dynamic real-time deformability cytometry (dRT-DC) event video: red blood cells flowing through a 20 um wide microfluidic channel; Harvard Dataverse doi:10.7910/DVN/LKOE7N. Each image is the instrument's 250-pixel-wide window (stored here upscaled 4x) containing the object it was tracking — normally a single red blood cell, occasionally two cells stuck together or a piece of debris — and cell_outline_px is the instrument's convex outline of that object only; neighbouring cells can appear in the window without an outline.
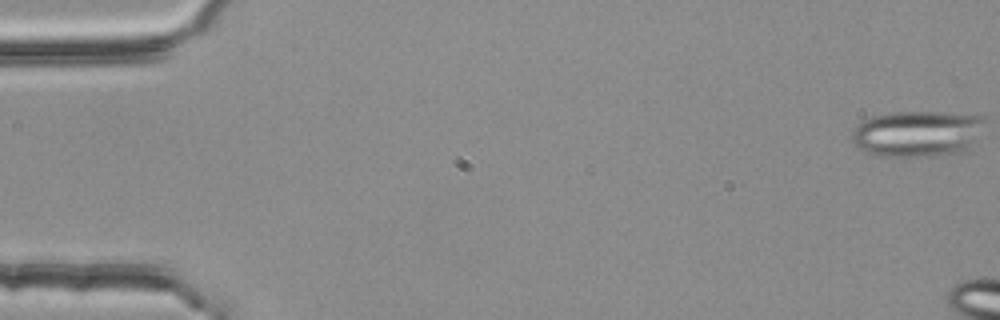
{"species": "common noctule bat (a hibernating species)", "species_latin": "Nyctalus noctula", "temperature_condition": "room temperature", "stored_images_in_passage": 9, "camera_frame_rate_fps": 3000, "um_per_image_px": 0.085, "animal": {"sex": "female", "body_mass_g": 25.1}, "frame": {"image": 1, "passage_image": 1, "time_ms": 0.0, "image_size_px": [1000, 320], "cell_outline_px": [[984, 120], [968, 152], [936, 156], [880, 156], [864, 152], [852, 140], [852, 132], [864, 120], [872, 116], [892, 112], [944, 112], [984, 116]], "centroid_in_image_um": [77.98, 11.37], "position_along_channel_um": 7.0, "area_um2": 35.66}}